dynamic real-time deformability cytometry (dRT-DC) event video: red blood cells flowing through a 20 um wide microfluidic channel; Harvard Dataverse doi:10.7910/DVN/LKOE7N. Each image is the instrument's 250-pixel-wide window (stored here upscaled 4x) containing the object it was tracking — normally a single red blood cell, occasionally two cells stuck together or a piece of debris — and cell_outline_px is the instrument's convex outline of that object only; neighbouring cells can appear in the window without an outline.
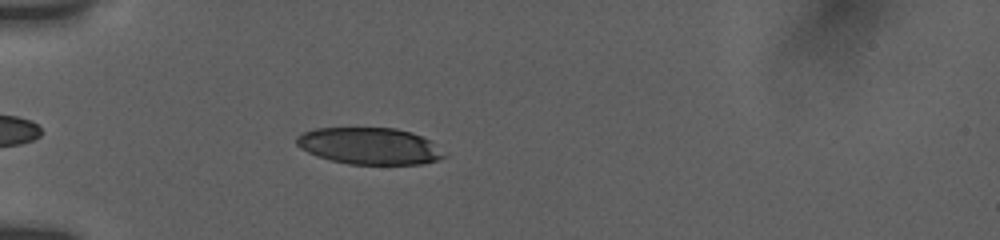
{"species": "human", "species_latin": "Homo sapiens", "temperature_condition": "room temperature", "stored_images_in_passage": 54, "camera_frame_rate_fps": 3000, "um_per_image_px": 0.085, "donor": {"sex": "female"}, "frame": {"image": 1, "passage_image": 7, "time_ms": 1.667, "image_size_px": [1000, 240], "cell_outline_px": [[448, 156], [424, 164], [348, 164], [316, 156], [300, 148], [296, 144], [296, 136], [304, 132], [316, 128], [396, 128], [412, 132], [428, 140]], "centroid_in_image_um": [31.38, 12.41], "position_along_channel_um": 53.6, "area_um2": 31.44}}
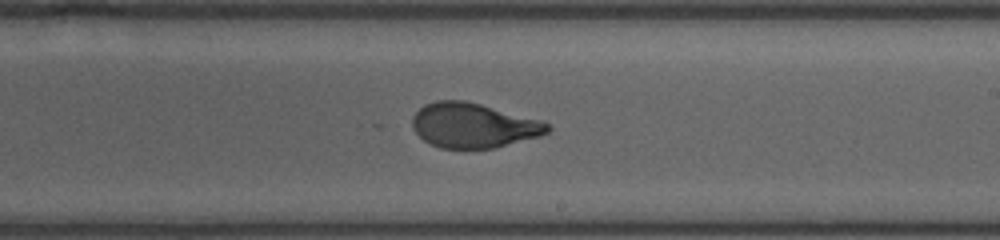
{"frame": {"image": 2, "passage_image": 27, "time_ms": 7.333, "image_size_px": [1000, 240], "cell_outline_px": [[552, 128], [548, 132], [540, 136], [496, 148], [440, 148], [424, 140], [412, 128], [412, 116], [424, 104], [436, 100], [464, 100], [544, 120], [552, 124]], "centroid_in_image_um": [40.28, 10.65], "position_along_channel_um": 248.7, "area_um2": 35.55}}
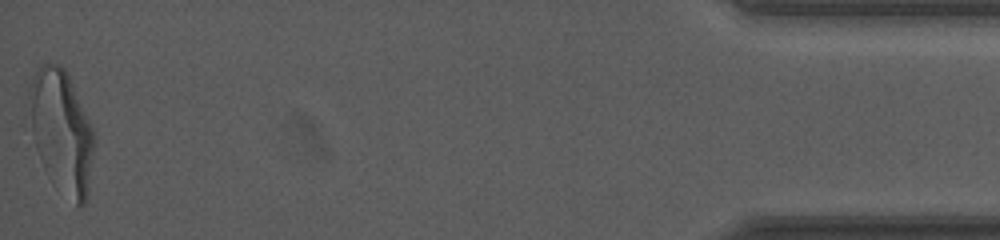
{"frame": {"image": 3, "passage_image": 54, "time_ms": 14.333, "image_size_px": [1000, 240], "cell_outline_px": [[96, 136], [88, 196], [84, 204], [80, 208], [76, 204], [24, 128], [28, 92], [32, 80], [40, 64], [60, 64], [64, 68], [68, 76]], "centroid_in_image_um": [5.2, 11.0], "position_along_channel_um": 430.0, "area_um2": 45.14}, "authors_computed_cell_mechanics": {"area_um2": 36.0961, "velocity_mm_per_s": 3.7628, "shape_relaxation_time_tau1_ms": 5.069, "shape_relaxation_time_tau2_ms": null, "deformation_change_tau1": 0.2101, "deformation_change_tau2": null}}